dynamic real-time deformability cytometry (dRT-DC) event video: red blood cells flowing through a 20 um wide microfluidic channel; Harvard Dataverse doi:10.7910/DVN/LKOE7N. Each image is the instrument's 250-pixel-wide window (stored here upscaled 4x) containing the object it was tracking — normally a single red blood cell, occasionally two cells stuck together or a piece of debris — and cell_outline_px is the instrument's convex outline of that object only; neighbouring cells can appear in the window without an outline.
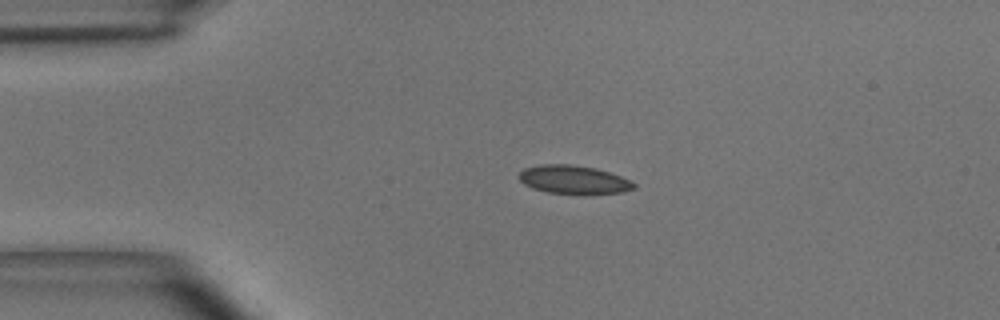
{"species": "common noctule bat (a hibernating species)", "species_latin": "Nyctalus noctula", "temperature_condition": "room temperature", "stored_images_in_passage": 44, "camera_frame_rate_fps": 3000, "um_per_image_px": 0.085, "animal": {"sex": "male", "body_mass_g": 15.6}, "frame": {"image": 1, "passage_image": 1, "time_ms": 0.0, "image_size_px": [1000, 320], "cell_outline_px": [[636, 188], [620, 192], [584, 196], [548, 192], [532, 188], [524, 184], [520, 180], [520, 172], [524, 168], [540, 164], [568, 164], [596, 168], [632, 180], [636, 184]], "centroid_in_image_um": [48.79, 15.3], "position_along_channel_um": 36.2, "area_um2": 19.48}}
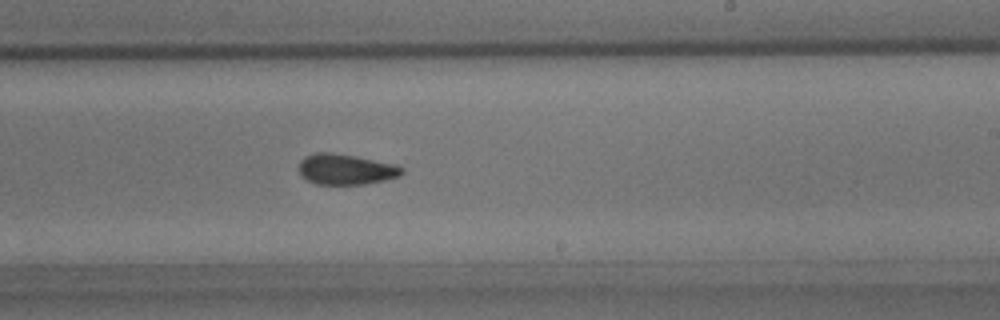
{"frame": {"image": 2, "passage_image": 22, "time_ms": 7.0, "image_size_px": [1000, 320], "cell_outline_px": [[404, 172], [400, 176], [384, 180], [364, 184], [316, 184], [300, 176], [300, 160], [304, 156], [316, 152], [332, 152], [356, 156], [392, 164], [404, 168]], "centroid_in_image_um": [29.37, 14.38], "position_along_channel_um": 259.6, "area_um2": 18.32}}
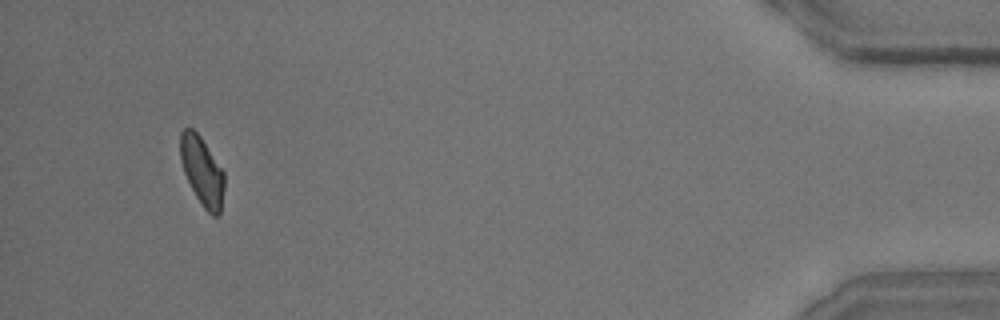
{"frame": {"image": 3, "passage_image": 41, "time_ms": 13.333, "image_size_px": [1000, 320], "cell_outline_px": [[224, 188], [220, 212], [216, 216], [212, 216], [204, 208], [196, 196], [184, 172], [180, 160], [180, 132], [184, 128], [192, 128], [200, 136], [224, 172]], "centroid_in_image_um": [17.17, 14.53], "position_along_channel_um": 418.0, "area_um2": 17.4}, "authors_computed_cell_mechanics": {"area_um2": 18.5538, "velocity_mm_per_s": 3.6541, "shape_relaxation_time_tau1_ms": 3.1306, "shape_relaxation_time_tau2_ms": 1.5425, "deformation_change_tau1": 0.1125, "deformation_change_tau2": 0.0795}}